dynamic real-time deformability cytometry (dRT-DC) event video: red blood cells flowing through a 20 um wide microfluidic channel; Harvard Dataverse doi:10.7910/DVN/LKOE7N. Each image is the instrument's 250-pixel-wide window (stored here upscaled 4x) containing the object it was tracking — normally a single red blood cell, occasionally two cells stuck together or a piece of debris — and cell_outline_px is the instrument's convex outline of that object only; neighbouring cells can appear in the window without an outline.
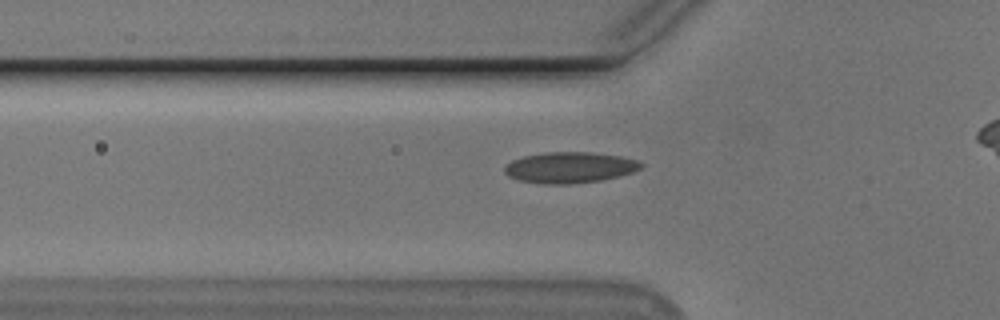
{"species": "Egyptian fruit bat (a non-hibernating species)", "species_latin": "Rousettus aegyptiacus", "temperature_condition": "cold", "stored_images_in_passage": 33, "camera_frame_rate_fps": 3000, "um_per_image_px": 0.085, "animal": {"sex": "male"}, "frame": {"image": 1, "passage_image": 4, "time_ms": 1.0, "image_size_px": [1000, 320], "cell_outline_px": [[644, 164], [640, 168], [632, 172], [600, 180], [572, 184], [544, 184], [520, 180], [508, 176], [504, 172], [504, 168], [512, 160], [524, 156], [548, 152], [592, 152], [620, 156], [640, 160]], "centroid_in_image_um": [48.44, 14.23], "position_along_channel_um": 77.4, "area_um2": 24.51}}
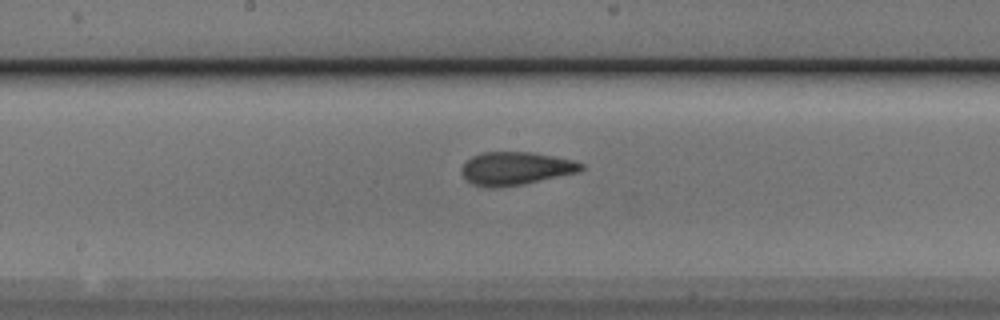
{"frame": {"image": 2, "passage_image": 14, "time_ms": 4.333, "image_size_px": [1000, 320], "cell_outline_px": [[584, 168], [580, 172], [524, 184], [496, 188], [488, 188], [472, 184], [460, 172], [460, 168], [472, 156], [484, 152], [532, 152], [572, 160], [584, 164]], "centroid_in_image_um": [43.83, 14.33], "position_along_channel_um": 204.4, "area_um2": 23.12}}
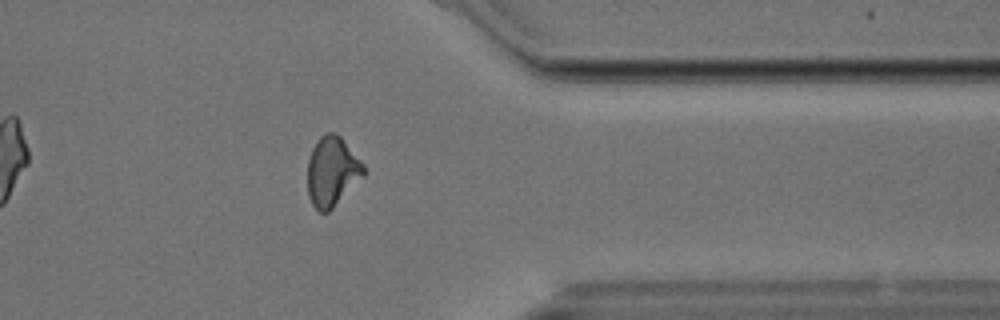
{"frame": {"image": 3, "passage_image": 29, "time_ms": 9.333, "image_size_px": [1000, 320], "cell_outline_px": [[368, 172], [328, 212], [320, 212], [312, 204], [308, 196], [308, 160], [312, 148], [320, 136], [328, 132], [336, 132], [340, 136], [364, 164]], "centroid_in_image_um": [28.24, 14.56], "position_along_channel_um": 383.2, "area_um2": 22.77}, "authors_computed_cell_mechanics": {"area_um2": 22.8888, "velocity_mm_per_s": 3.7984, "shape_relaxation_time_tau1_ms": 8.6989, "shape_relaxation_time_tau2_ms": 1.6945, "deformation_change_tau1": 0.1698, "deformation_change_tau2": 0.0899}}